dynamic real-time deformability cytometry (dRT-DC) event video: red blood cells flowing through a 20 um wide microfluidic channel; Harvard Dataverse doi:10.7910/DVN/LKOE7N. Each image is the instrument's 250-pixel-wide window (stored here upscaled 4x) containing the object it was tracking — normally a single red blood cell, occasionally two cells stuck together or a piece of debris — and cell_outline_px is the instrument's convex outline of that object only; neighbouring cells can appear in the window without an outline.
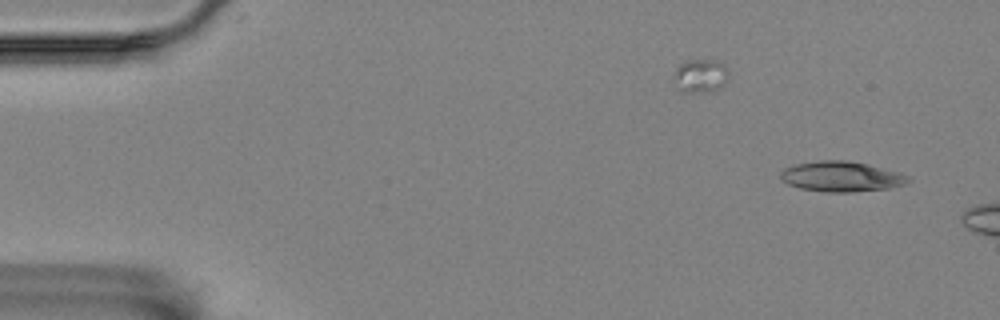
{"species": "Egyptian fruit bat (a non-hibernating species)", "species_latin": "Rousettus aegyptiacus", "temperature_condition": "room temperature", "stored_images_in_passage": 3, "camera_frame_rate_fps": 3000, "um_per_image_px": 0.085, "animal": {"sex": "female"}, "frame": {"image": 1, "passage_image": 1, "time_ms": 0.0, "image_size_px": [1000, 320], "cell_outline_px": [[912, 180], [904, 184], [888, 188], [852, 192], [824, 192], [800, 188], [788, 184], [780, 176], [780, 172], [784, 168], [796, 164], [816, 160], [848, 160], [868, 164], [900, 172], [912, 176]], "centroid_in_image_um": [71.55, 14.99], "position_along_channel_um": 13.4, "area_um2": 22.72}}